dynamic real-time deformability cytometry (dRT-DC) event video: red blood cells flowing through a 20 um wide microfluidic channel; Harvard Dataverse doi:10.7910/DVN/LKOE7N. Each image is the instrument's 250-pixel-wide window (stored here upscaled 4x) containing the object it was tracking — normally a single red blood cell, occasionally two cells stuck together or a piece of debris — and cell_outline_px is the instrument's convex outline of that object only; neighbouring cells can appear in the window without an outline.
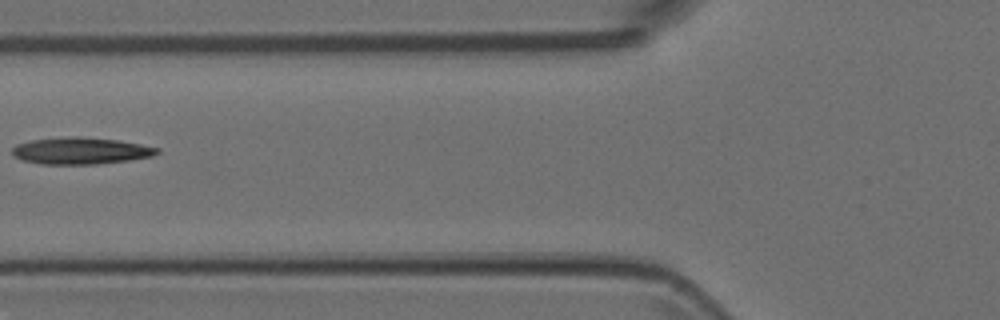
{"species": "Egyptian fruit bat (a non-hibernating species)", "species_latin": "Rousettus aegyptiacus", "temperature_condition": "room temperature", "stored_images_in_passage": 3, "camera_frame_rate_fps": 3000, "um_per_image_px": 0.085, "animal": {"sex": "female"}, "frame": {"image": 1, "passage_image": 2, "time_ms": 0.333, "image_size_px": [1000, 320], "cell_outline_px": [[160, 152], [152, 156], [128, 160], [96, 164], [40, 164], [24, 160], [12, 156], [12, 148], [16, 144], [32, 140], [72, 136], [80, 136], [120, 140], [160, 148]], "centroid_in_image_um": [6.86, 12.81], "position_along_channel_um": 118.9, "area_um2": 22.66}}
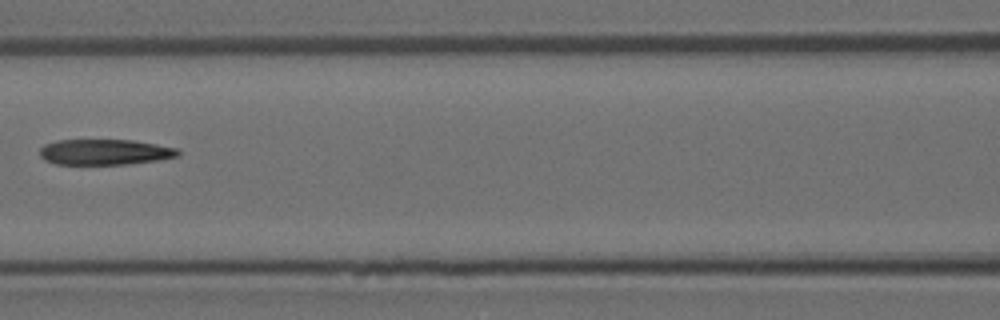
{"frame": {"image": 2, "passage_image": 3, "time_ms": 0.667, "image_size_px": [1000, 320], "cell_outline_px": [[180, 156], [160, 160], [124, 164], [56, 164], [44, 160], [40, 156], [40, 148], [44, 144], [56, 140], [132, 140], [180, 148]], "centroid_in_image_um": [8.93, 12.92], "position_along_channel_um": 157.7, "area_um2": 20.81}}